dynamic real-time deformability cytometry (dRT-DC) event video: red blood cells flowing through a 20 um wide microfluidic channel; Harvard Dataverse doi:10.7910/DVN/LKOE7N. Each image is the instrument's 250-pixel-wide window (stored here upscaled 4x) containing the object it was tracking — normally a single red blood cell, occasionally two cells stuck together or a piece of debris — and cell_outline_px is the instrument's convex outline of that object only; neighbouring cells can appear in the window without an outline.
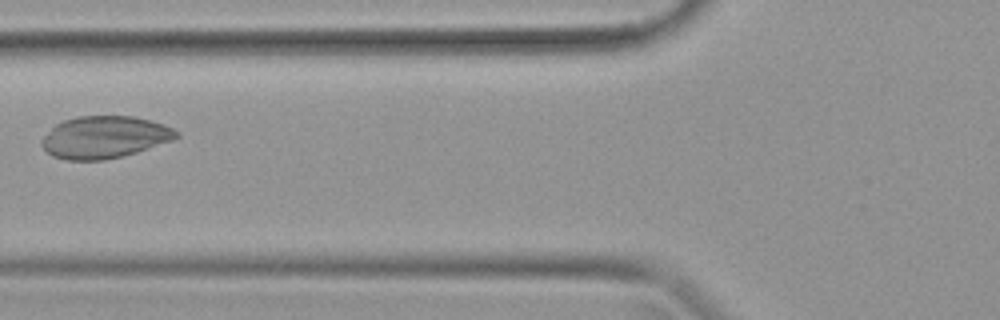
{"species": "common noctule bat (a hibernating species)", "species_latin": "Nyctalus noctula", "temperature_condition": "warm", "stored_images_in_passage": 39, "camera_frame_rate_fps": 3000, "um_per_image_px": 0.085, "animal": {"sex": "female", "body_mass_g": 19.9}, "frame": {"image": 1, "passage_image": 16, "time_ms": 5.0, "image_size_px": [1000, 320], "cell_outline_px": [[180, 136], [172, 140], [124, 156], [104, 160], [68, 160], [52, 156], [40, 144], [40, 140], [56, 124], [64, 120], [76, 116], [132, 116], [152, 120], [164, 124], [180, 132]], "centroid_in_image_um": [8.89, 11.65], "position_along_channel_um": 116.9, "area_um2": 33.12}}
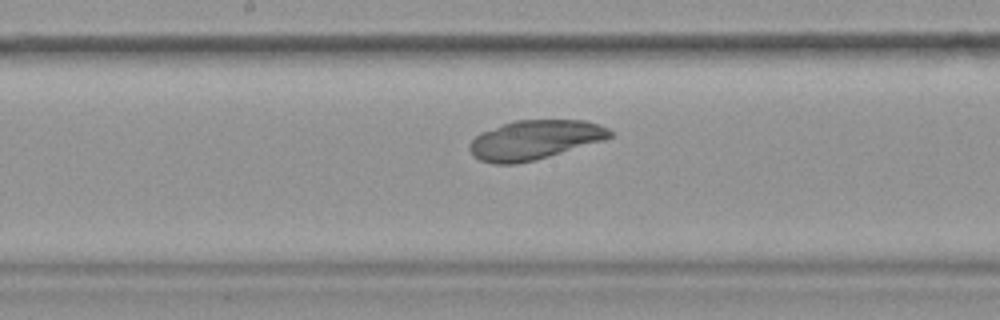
{"frame": {"image": 2, "passage_image": 21, "time_ms": 6.667, "image_size_px": [1000, 320], "cell_outline_px": [[612, 136], [604, 140], [536, 160], [516, 164], [492, 164], [480, 160], [472, 156], [468, 148], [468, 144], [480, 132], [516, 120], [584, 120], [600, 124], [608, 128], [612, 132]], "centroid_in_image_um": [45.42, 11.9], "position_along_channel_um": 202.8, "area_um2": 32.25}}
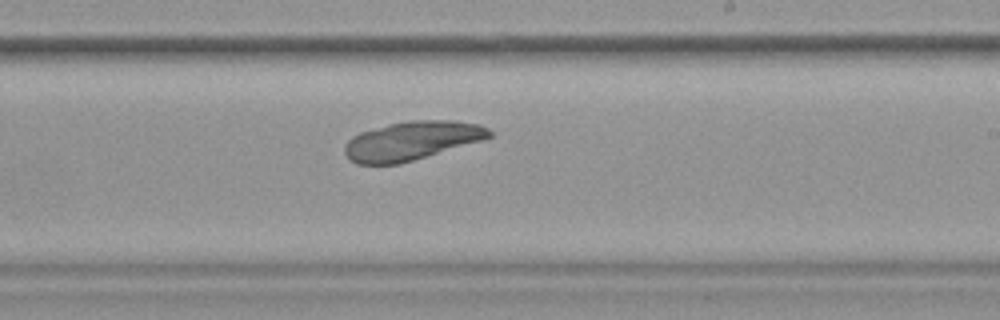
{"frame": {"image": 3, "passage_image": 24, "time_ms": 7.667, "image_size_px": [1000, 320], "cell_outline_px": [[492, 136], [484, 140], [400, 164], [356, 164], [348, 160], [344, 152], [344, 144], [352, 136], [360, 132], [388, 124], [408, 120], [452, 120], [480, 124], [488, 128], [492, 132]], "centroid_in_image_um": [34.99, 11.96], "position_along_channel_um": 254.0, "area_um2": 33.0}}